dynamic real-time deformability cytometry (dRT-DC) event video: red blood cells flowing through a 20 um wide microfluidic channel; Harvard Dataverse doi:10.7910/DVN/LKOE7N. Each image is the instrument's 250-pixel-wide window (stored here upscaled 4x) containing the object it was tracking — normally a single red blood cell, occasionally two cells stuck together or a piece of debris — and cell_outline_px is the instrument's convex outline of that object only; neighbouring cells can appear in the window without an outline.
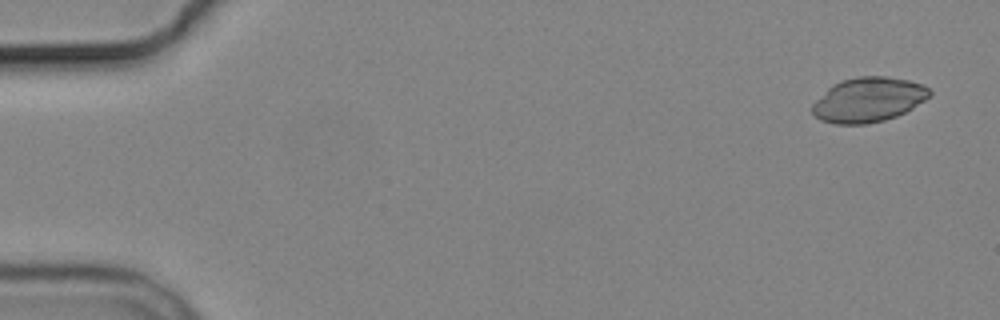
{"species": "common noctule bat (a hibernating species)", "species_latin": "Nyctalus noctula", "temperature_condition": "cold", "stored_images_in_passage": 6, "camera_frame_rate_fps": 3000, "um_per_image_px": 0.085, "animal": {"sex": "male", "body_mass_g": 19.2, "forearm_length_mm": 51.8}, "frame": {"image": 1, "passage_image": 1, "time_ms": 0.0, "image_size_px": [1000, 320], "cell_outline_px": [[932, 96], [912, 108], [896, 116], [884, 120], [864, 124], [836, 124], [820, 120], [812, 112], [812, 104], [832, 84], [840, 80], [856, 76], [888, 76], [908, 80], [924, 84], [932, 92]], "centroid_in_image_um": [73.82, 8.46], "position_along_channel_um": 11.2, "area_um2": 30.69}}